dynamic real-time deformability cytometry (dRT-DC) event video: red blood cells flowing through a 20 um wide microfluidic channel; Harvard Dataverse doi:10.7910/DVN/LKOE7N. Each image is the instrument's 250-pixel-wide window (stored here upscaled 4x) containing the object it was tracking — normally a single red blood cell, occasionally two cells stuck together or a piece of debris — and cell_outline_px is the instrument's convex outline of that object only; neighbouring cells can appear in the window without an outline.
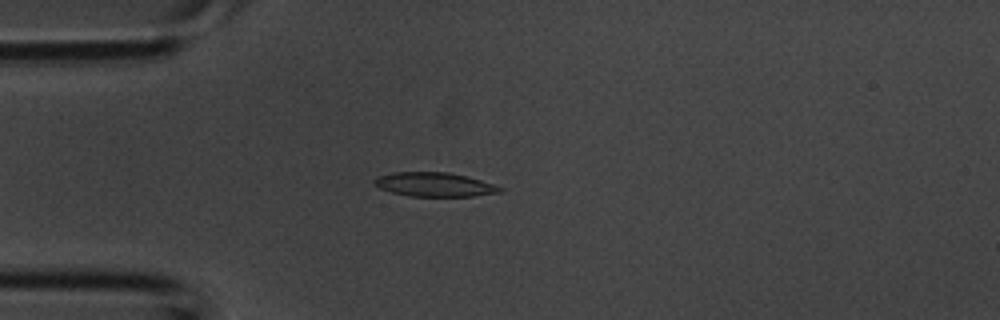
{"species": "common noctule bat (a hibernating species)", "species_latin": "Nyctalus noctula", "temperature_condition": "room temperature", "stored_images_in_passage": 38, "camera_frame_rate_fps": 3000, "um_per_image_px": 0.085, "animal": {"sex": "male", "body_mass_g": 20.1, "forearm_length_mm": 53.5}, "frame": {"image": 1, "passage_image": 10, "time_ms": 3.0, "image_size_px": [1000, 320], "cell_outline_px": [[504, 192], [472, 196], [408, 196], [392, 192], [380, 188], [372, 180], [376, 176], [392, 172], [448, 172], [468, 176], [504, 188]], "centroid_in_image_um": [36.93, 15.68], "position_along_channel_um": 48.1, "area_um2": 17.69}}
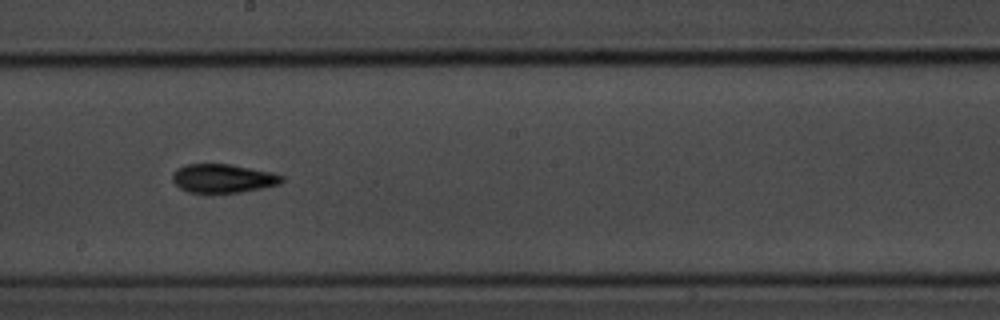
{"frame": {"image": 2, "passage_image": 21, "time_ms": 6.667, "image_size_px": [1000, 320], "cell_outline_px": [[284, 180], [280, 184], [240, 192], [188, 192], [180, 188], [172, 180], [172, 172], [176, 168], [184, 164], [232, 164], [272, 172], [284, 176]], "centroid_in_image_um": [18.94, 15.14], "position_along_channel_um": 229.3, "area_um2": 18.32}}
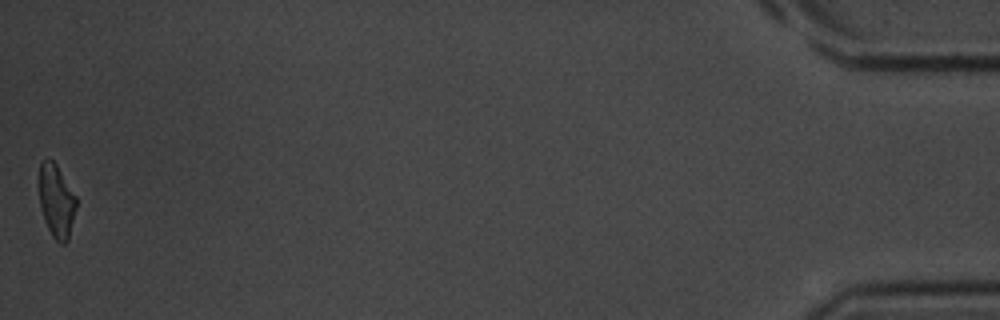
{"frame": {"image": 3, "passage_image": 38, "time_ms": 12.333, "image_size_px": [1000, 320], "cell_outline_px": [[76, 208], [68, 240], [64, 244], [60, 244], [52, 236], [44, 220], [40, 204], [40, 160], [48, 156], [56, 164], [76, 196]], "centroid_in_image_um": [4.8, 17.07], "position_along_channel_um": 430.4, "area_um2": 15.78}}